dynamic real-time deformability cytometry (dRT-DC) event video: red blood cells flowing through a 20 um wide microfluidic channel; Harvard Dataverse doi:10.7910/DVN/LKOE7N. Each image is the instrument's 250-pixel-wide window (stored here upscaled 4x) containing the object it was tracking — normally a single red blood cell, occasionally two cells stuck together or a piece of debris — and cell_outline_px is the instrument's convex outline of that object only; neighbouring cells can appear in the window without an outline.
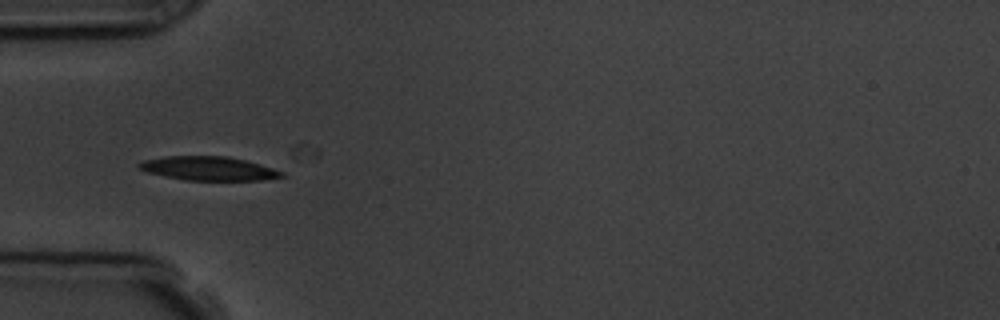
{"species": "common noctule bat (a hibernating species)", "species_latin": "Nyctalus noctula", "temperature_condition": "room temperature", "stored_images_in_passage": 13, "camera_frame_rate_fps": 3000, "um_per_image_px": 0.085, "animal": {"sex": "male", "body_mass_g": 19.5, "forearm_length_mm": 54.6}, "frame": {"image": 1, "passage_image": 3, "time_ms": 2.333, "image_size_px": [1000, 320], "cell_outline_px": [[288, 176], [260, 180], [184, 180], [148, 172], [140, 168], [136, 164], [144, 160], [164, 156], [228, 156], [260, 164], [284, 172]], "centroid_in_image_um": [17.76, 14.32], "position_along_channel_um": 67.2, "area_um2": 19.77}}
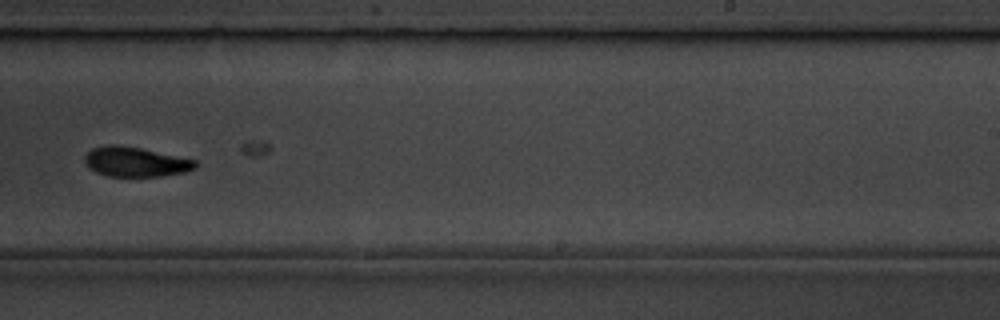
{"frame": {"image": 2, "passage_image": 8, "time_ms": 8.0, "image_size_px": [1000, 320], "cell_outline_px": [[200, 164], [196, 168], [184, 172], [160, 176], [108, 176], [96, 172], [88, 168], [84, 160], [84, 156], [92, 148], [108, 144], [116, 144], [140, 148], [196, 160]], "centroid_in_image_um": [11.51, 13.75], "position_along_channel_um": 277.5, "area_um2": 19.19}, "authors_computed_cell_mechanics": {"area_um2": 19.5364, "velocity_mm_per_s": 3.7288, "shape_relaxation_time_tau1_ms": 2.4068, "shape_relaxation_time_tau2_ms": 5.5795, "deformation_change_tau1": 0.1137, "deformation_change_tau2": 0.1095}}